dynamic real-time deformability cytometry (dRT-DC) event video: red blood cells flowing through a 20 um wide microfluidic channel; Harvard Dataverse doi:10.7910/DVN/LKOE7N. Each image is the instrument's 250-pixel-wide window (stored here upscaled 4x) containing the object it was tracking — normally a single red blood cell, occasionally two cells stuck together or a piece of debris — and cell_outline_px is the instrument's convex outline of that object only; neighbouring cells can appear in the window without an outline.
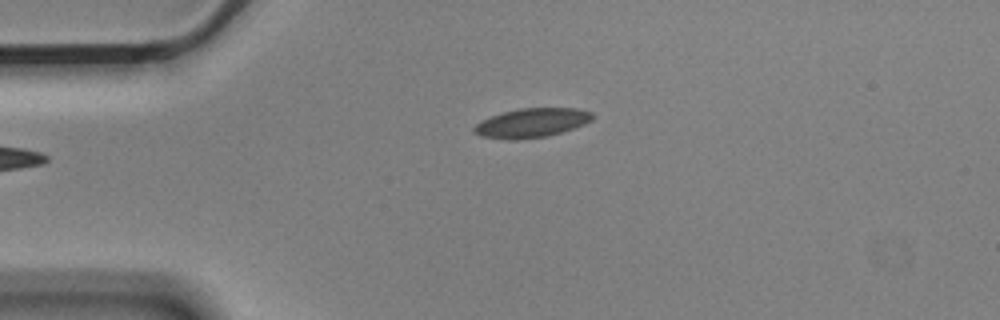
{"species": "Egyptian fruit bat (a non-hibernating species)", "species_latin": "Rousettus aegyptiacus", "temperature_condition": "cold", "stored_images_in_passage": 2, "camera_frame_rate_fps": 3000, "um_per_image_px": 0.085, "animal": {"sex": "male"}, "frame": {"image": 1, "passage_image": 2, "time_ms": 0.333, "image_size_px": [1000, 320], "cell_outline_px": [[592, 120], [584, 124], [548, 136], [516, 140], [504, 140], [480, 136], [472, 132], [472, 128], [480, 120], [504, 112], [520, 108], [576, 108], [592, 112]], "centroid_in_image_um": [45.13, 10.45], "position_along_channel_um": 39.9, "area_um2": 20.17}}